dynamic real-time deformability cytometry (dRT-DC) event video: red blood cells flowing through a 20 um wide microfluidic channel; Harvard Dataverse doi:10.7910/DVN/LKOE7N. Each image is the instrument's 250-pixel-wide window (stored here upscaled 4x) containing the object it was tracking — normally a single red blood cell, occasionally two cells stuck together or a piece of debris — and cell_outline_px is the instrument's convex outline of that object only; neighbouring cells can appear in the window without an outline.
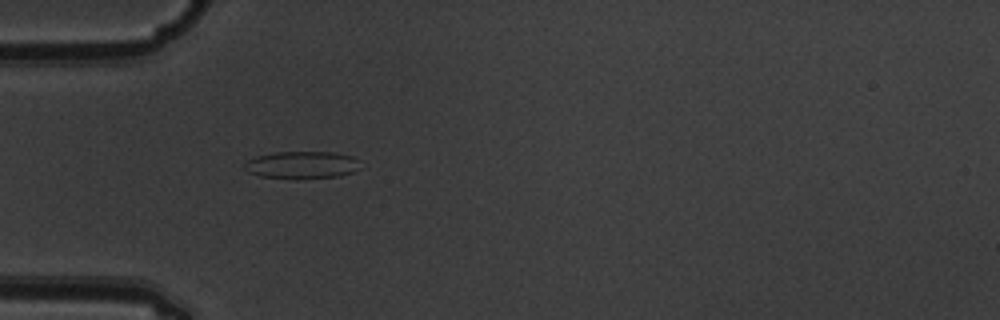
{"species": "common noctule bat (a hibernating species)", "species_latin": "Nyctalus noctula", "temperature_condition": "warm", "stored_images_in_passage": 1, "camera_frame_rate_fps": 3000, "um_per_image_px": 0.085, "animal": {"sex": "male", "body_mass_g": 19.5, "forearm_length_mm": 54.6}, "frame": {"image": 1, "passage_image": 1, "time_ms": 0.0, "image_size_px": [1000, 320], "cell_outline_px": [[360, 168], [352, 172], [340, 176], [260, 176], [248, 172], [244, 168], [244, 164], [248, 160], [256, 156], [276, 152], [332, 152], [352, 156], [356, 160]], "centroid_in_image_um": [25.65, 13.97], "position_along_channel_um": 59.4, "area_um2": 17.51}}